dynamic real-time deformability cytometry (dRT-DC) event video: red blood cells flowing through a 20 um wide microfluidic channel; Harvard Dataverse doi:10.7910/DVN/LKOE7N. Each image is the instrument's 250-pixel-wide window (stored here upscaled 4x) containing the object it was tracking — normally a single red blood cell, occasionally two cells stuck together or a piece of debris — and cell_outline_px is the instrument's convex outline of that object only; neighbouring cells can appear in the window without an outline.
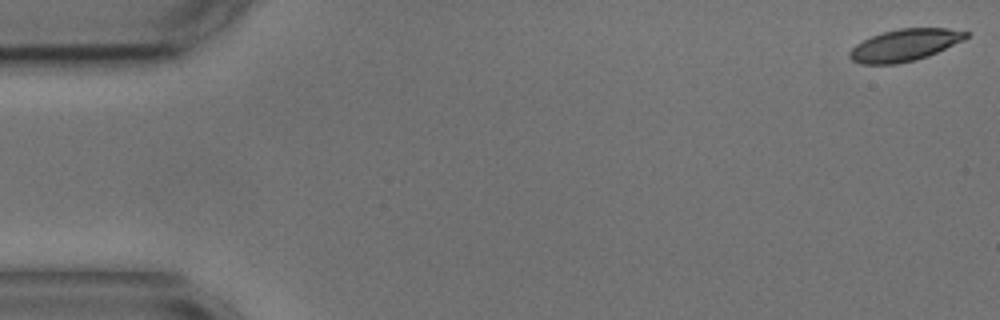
{"species": "common noctule bat (a hibernating species)", "species_latin": "Nyctalus noctula", "temperature_condition": "cold", "stored_images_in_passage": 45, "camera_frame_rate_fps": 3000, "um_per_image_px": 0.085, "animal": {"sex": "male", "body_mass_g": 17.9, "forearm_length_mm": 54.2}, "frame": {"image": 1, "passage_image": 1, "time_ms": 0.0, "image_size_px": [1000, 320], "cell_outline_px": [[968, 36], [964, 40], [928, 56], [916, 60], [896, 64], [860, 64], [852, 60], [848, 56], [848, 52], [856, 44], [872, 36], [884, 32], [900, 28], [948, 28], [968, 32]], "centroid_in_image_um": [76.89, 3.84], "position_along_channel_um": 8.1, "area_um2": 21.62}}
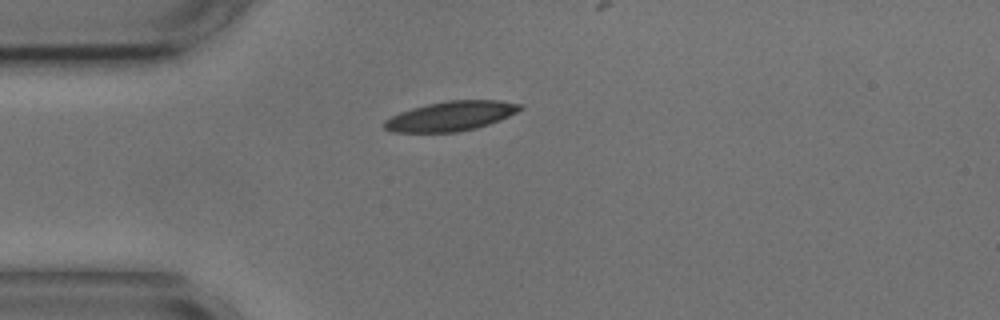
{"frame": {"image": 2, "passage_image": 14, "time_ms": 4.333, "image_size_px": [1000, 320], "cell_outline_px": [[524, 108], [500, 120], [476, 128], [456, 132], [392, 132], [384, 128], [384, 120], [400, 112], [412, 108], [428, 104], [448, 100], [500, 100], [524, 104]], "centroid_in_image_um": [38.35, 9.86], "position_along_channel_um": 46.6, "area_um2": 23.41}}
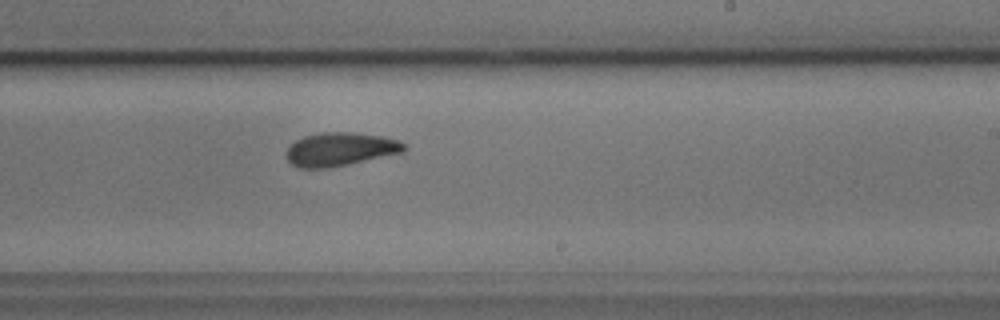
{"frame": {"image": 3, "passage_image": 33, "time_ms": 10.667, "image_size_px": [1000, 320], "cell_outline_px": [[408, 148], [404, 152], [348, 164], [328, 168], [300, 168], [292, 164], [284, 156], [288, 148], [296, 140], [304, 136], [320, 132], [352, 132], [380, 136], [396, 140], [404, 144]], "centroid_in_image_um": [28.89, 12.69], "position_along_channel_um": 260.1, "area_um2": 22.89}}